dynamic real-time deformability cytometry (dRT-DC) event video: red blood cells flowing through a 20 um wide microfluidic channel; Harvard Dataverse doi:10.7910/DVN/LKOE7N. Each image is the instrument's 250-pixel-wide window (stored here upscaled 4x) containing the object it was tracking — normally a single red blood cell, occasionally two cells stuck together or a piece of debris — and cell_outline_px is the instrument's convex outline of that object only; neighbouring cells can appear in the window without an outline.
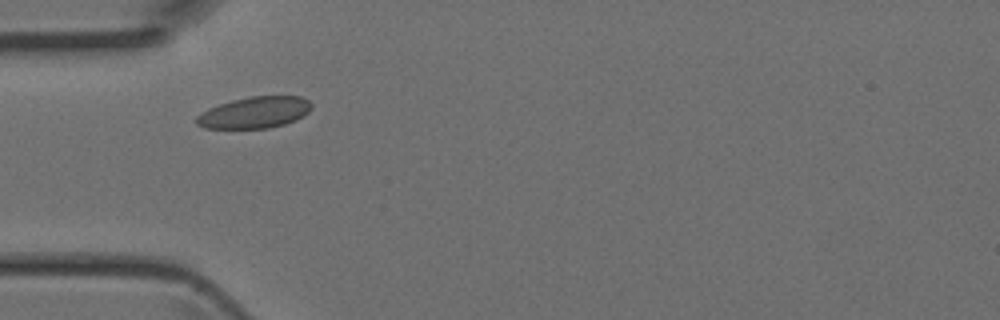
{"species": "Egyptian fruit bat (a non-hibernating species)", "species_latin": "Rousettus aegyptiacus", "temperature_condition": "room temperature", "stored_images_in_passage": 2, "camera_frame_rate_fps": 3000, "um_per_image_px": 0.085, "animal": {"sex": "female"}, "frame": {"image": 1, "passage_image": 2, "time_ms": 0.333, "image_size_px": [1000, 320], "cell_outline_px": [[312, 108], [308, 112], [296, 120], [284, 124], [268, 128], [204, 128], [196, 124], [196, 116], [200, 112], [208, 108], [232, 100], [248, 96], [300, 96], [308, 100], [312, 104]], "centroid_in_image_um": [21.63, 9.56], "position_along_channel_um": 63.4, "area_um2": 21.15}}